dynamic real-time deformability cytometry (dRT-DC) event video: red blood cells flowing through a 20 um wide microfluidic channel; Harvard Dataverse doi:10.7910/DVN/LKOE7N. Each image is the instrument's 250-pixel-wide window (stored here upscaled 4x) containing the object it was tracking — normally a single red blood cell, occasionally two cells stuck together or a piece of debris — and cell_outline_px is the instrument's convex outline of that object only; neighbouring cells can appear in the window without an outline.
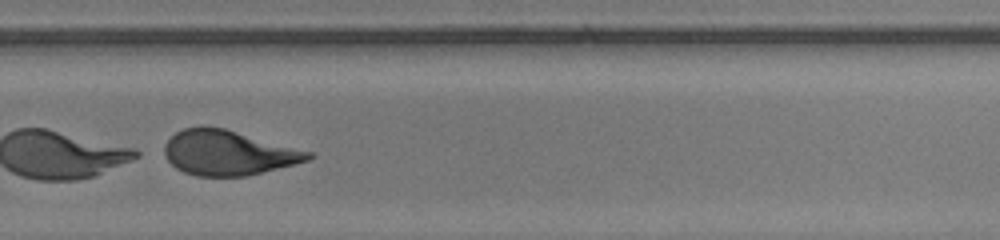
{"species": "human", "species_latin": "Homo sapiens", "temperature_condition": "room temperature", "stored_images_in_passage": 40, "camera_frame_rate_fps": 3000, "um_per_image_px": 0.085, "donor": {"sex": "male"}, "frame": {"image": 1, "passage_image": 34, "time_ms": 11.0, "image_size_px": [1000, 240], "cell_outline_px": [[316, 156], [308, 160], [248, 176], [196, 176], [184, 172], [176, 168], [168, 160], [164, 152], [164, 144], [176, 132], [184, 128], [200, 124], [224, 128], [312, 152]], "centroid_in_image_um": [19.37, 12.97], "position_along_channel_um": 310.4, "area_um2": 37.63}}